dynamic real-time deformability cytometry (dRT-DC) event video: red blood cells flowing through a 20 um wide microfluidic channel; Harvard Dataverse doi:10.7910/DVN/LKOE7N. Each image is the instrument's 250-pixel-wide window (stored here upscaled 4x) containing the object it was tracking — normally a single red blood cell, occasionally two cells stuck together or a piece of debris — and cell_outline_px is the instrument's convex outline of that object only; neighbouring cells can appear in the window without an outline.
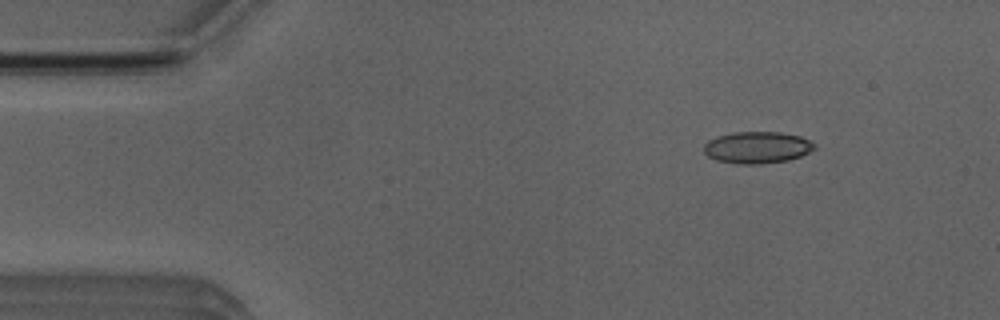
{"species": "Egyptian fruit bat (a non-hibernating species)", "species_latin": "Rousettus aegyptiacus", "temperature_condition": "room temperature", "stored_images_in_passage": 4, "camera_frame_rate_fps": 3000, "um_per_image_px": 0.085, "animal": {"sex": "male"}, "frame": {"image": 1, "passage_image": 1, "time_ms": 0.0, "image_size_px": [1000, 320], "cell_outline_px": [[816, 148], [800, 156], [788, 160], [760, 164], [736, 164], [716, 160], [708, 156], [704, 152], [704, 144], [708, 140], [720, 136], [736, 132], [780, 132], [800, 136], [816, 144]], "centroid_in_image_um": [64.36, 12.54], "position_along_channel_um": 20.6, "area_um2": 20.4}}